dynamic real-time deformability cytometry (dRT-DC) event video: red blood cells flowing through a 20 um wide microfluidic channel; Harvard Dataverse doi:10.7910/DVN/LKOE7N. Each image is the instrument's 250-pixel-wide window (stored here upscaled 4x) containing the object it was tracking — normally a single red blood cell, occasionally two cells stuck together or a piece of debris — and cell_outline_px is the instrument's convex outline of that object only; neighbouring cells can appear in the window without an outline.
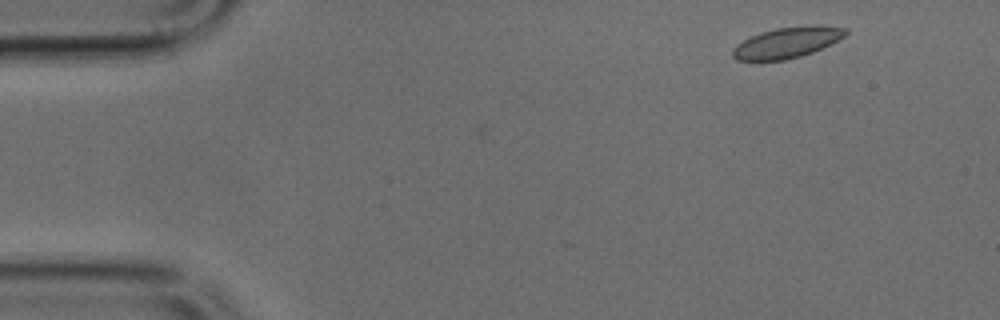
{"species": "common noctule bat (a hibernating species)", "species_latin": "Nyctalus noctula", "temperature_condition": "cold", "stored_images_in_passage": 38, "camera_frame_rate_fps": 3000, "um_per_image_px": 0.085, "animal": {"sex": "male", "body_mass_g": 17.9, "forearm_length_mm": 54.2}, "frame": {"image": 1, "passage_image": 1, "time_ms": 0.0, "image_size_px": [1000, 320], "cell_outline_px": [[848, 32], [844, 36], [812, 52], [800, 56], [784, 60], [736, 60], [732, 56], [732, 48], [736, 44], [760, 32], [776, 28], [808, 24], [816, 24], [848, 28]], "centroid_in_image_um": [66.89, 3.59], "position_along_channel_um": 18.1, "area_um2": 20.23}}
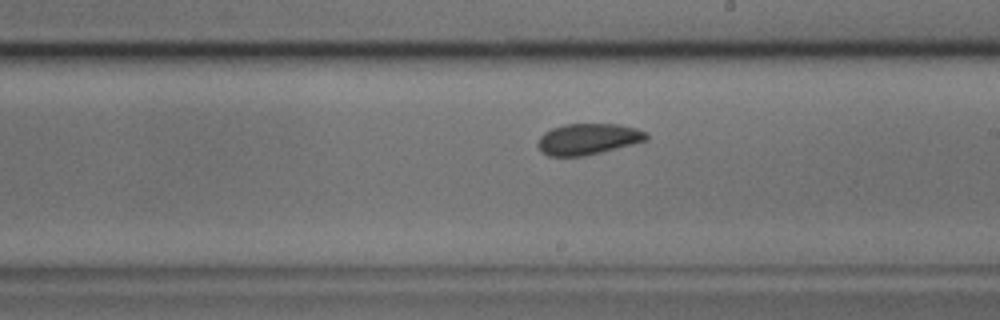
{"frame": {"image": 2, "passage_image": 24, "time_ms": 7.667, "image_size_px": [1000, 320], "cell_outline_px": [[648, 140], [584, 156], [548, 156], [536, 144], [540, 136], [544, 132], [552, 128], [564, 124], [620, 124], [636, 128], [648, 132]], "centroid_in_image_um": [49.99, 11.81], "position_along_channel_um": 239.0, "area_um2": 19.65}}
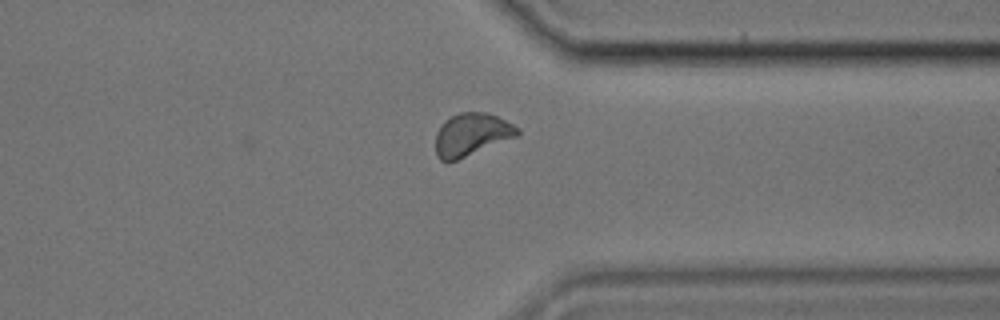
{"frame": {"image": 3, "passage_image": 34, "time_ms": 11.0, "image_size_px": [1000, 320], "cell_outline_px": [[520, 136], [448, 164], [440, 160], [436, 156], [436, 132], [440, 124], [444, 120], [460, 112], [488, 112], [520, 128]], "centroid_in_image_um": [40.08, 11.47], "position_along_channel_um": 371.3, "area_um2": 20.92}}